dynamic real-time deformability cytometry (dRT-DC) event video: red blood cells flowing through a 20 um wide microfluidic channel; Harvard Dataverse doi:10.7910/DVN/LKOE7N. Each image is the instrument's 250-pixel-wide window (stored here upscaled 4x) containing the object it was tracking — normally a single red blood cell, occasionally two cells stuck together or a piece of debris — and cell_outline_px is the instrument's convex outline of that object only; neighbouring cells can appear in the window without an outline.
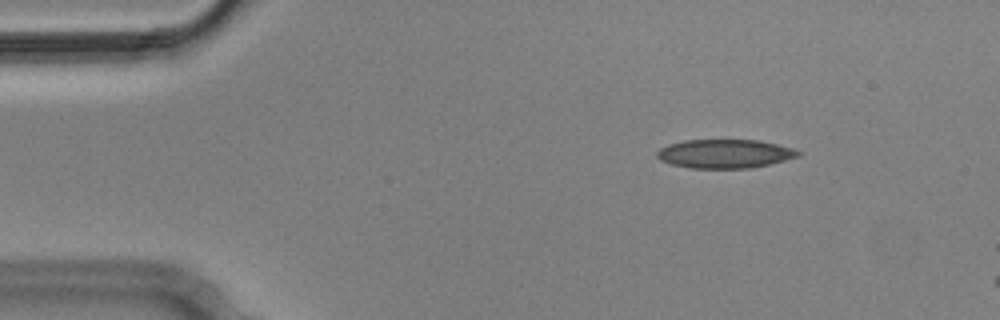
{"species": "Egyptian fruit bat (a non-hibernating species)", "species_latin": "Rousettus aegyptiacus", "temperature_condition": "cold", "stored_images_in_passage": 4, "camera_frame_rate_fps": 3000, "um_per_image_px": 0.085, "animal": {"sex": "male"}, "frame": {"image": 1, "passage_image": 2, "time_ms": 0.333, "image_size_px": [1000, 320], "cell_outline_px": [[804, 152], [800, 156], [768, 164], [748, 168], [688, 168], [672, 164], [660, 160], [656, 156], [656, 152], [660, 148], [668, 144], [684, 140], [760, 140], [792, 148]], "centroid_in_image_um": [61.6, 13.06], "position_along_channel_um": 23.4, "area_um2": 23.7}}